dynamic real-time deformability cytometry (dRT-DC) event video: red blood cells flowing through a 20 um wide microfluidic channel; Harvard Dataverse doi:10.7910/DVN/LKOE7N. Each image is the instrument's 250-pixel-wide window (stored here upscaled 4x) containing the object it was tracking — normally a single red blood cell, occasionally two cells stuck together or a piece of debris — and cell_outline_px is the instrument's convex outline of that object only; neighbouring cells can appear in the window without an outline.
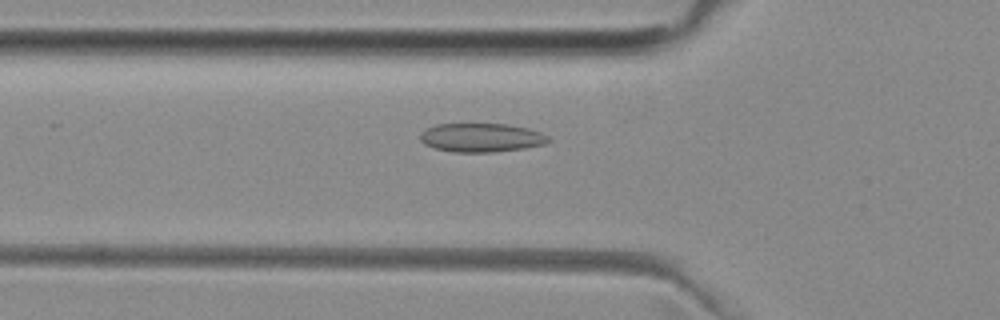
{"species": "common noctule bat (a hibernating species)", "species_latin": "Nyctalus noctula", "temperature_condition": "room temperature", "stored_images_in_passage": 38, "camera_frame_rate_fps": 3000, "um_per_image_px": 0.085, "animal": {"sex": "female", "body_mass_g": 29.2, "forearm_length_mm": 56.3}, "frame": {"image": 1, "passage_image": 4, "time_ms": 1.0, "image_size_px": [1000, 320], "cell_outline_px": [[552, 140], [544, 144], [524, 148], [492, 152], [456, 152], [436, 148], [424, 144], [420, 140], [420, 132], [436, 124], [508, 124], [528, 128], [540, 132], [548, 136]], "centroid_in_image_um": [40.92, 11.69], "position_along_channel_um": 84.9, "area_um2": 21.44}}
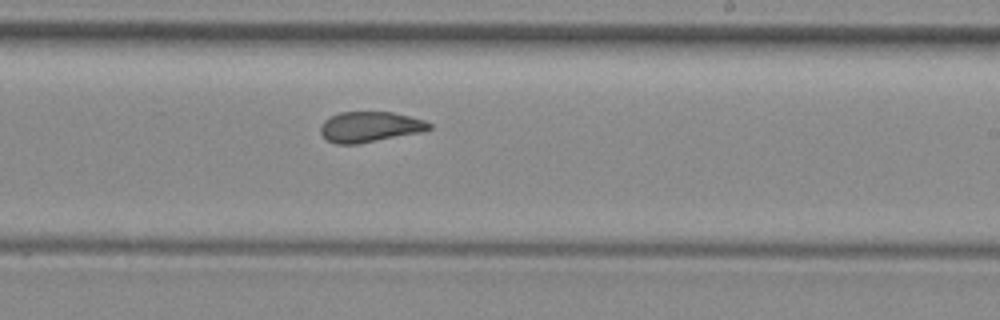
{"frame": {"image": 2, "passage_image": 17, "time_ms": 5.333, "image_size_px": [1000, 320], "cell_outline_px": [[432, 128], [424, 132], [360, 144], [336, 144], [328, 140], [320, 132], [320, 124], [324, 120], [340, 112], [392, 112], [424, 120], [432, 124]], "centroid_in_image_um": [31.46, 10.79], "position_along_channel_um": 257.5, "area_um2": 19.48}}
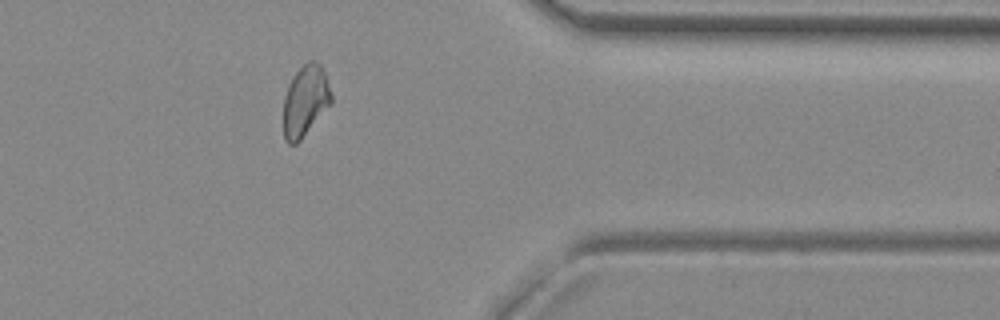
{"frame": {"image": 3, "passage_image": 28, "time_ms": 9.0, "image_size_px": [1000, 320], "cell_outline_px": [[332, 104], [300, 140], [296, 144], [288, 144], [284, 140], [284, 96], [292, 76], [308, 60], [312, 60], [320, 64], [324, 72], [332, 96]], "centroid_in_image_um": [25.95, 8.59], "position_along_channel_um": 385.4, "area_um2": 19.77}, "authors_computed_cell_mechanics": {"area_um2": 20.1144, "velocity_mm_per_s": 3.9816, "shape_relaxation_time_tau1_ms": null, "shape_relaxation_time_tau2_ms": 1.5974, "deformation_change_tau1": null, "deformation_change_tau2": 0.07}}